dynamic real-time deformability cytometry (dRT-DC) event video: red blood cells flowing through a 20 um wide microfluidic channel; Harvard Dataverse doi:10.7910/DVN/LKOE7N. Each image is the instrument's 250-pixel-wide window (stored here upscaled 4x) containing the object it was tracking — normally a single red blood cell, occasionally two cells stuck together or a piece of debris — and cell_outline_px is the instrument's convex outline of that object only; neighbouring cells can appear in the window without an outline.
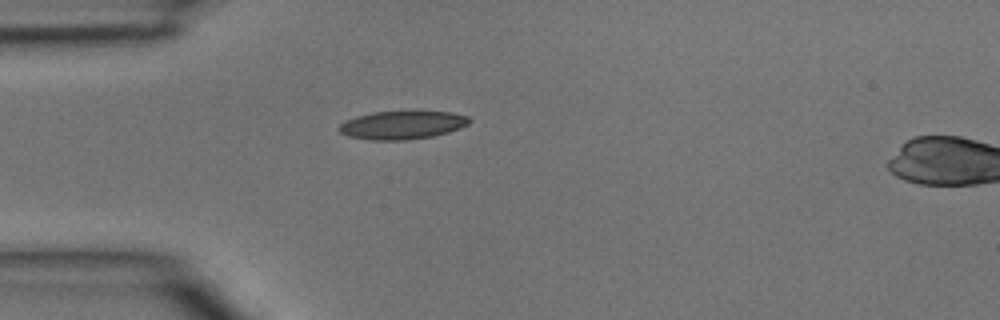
{"species": "common noctule bat (a hibernating species)", "species_latin": "Nyctalus noctula", "temperature_condition": "room temperature", "stored_images_in_passage": 34, "camera_frame_rate_fps": 3000, "um_per_image_px": 0.085, "animal": {"sex": "male", "body_mass_g": 15.6}, "frame": {"image": 1, "passage_image": 1, "time_ms": 0.0, "image_size_px": [1000, 320], "cell_outline_px": [[472, 120], [468, 124], [460, 128], [448, 132], [432, 136], [404, 140], [372, 140], [348, 136], [340, 132], [340, 124], [344, 120], [356, 116], [372, 112], [452, 112], [468, 116]], "centroid_in_image_um": [34.19, 10.63], "position_along_channel_um": 50.8, "area_um2": 21.27}}
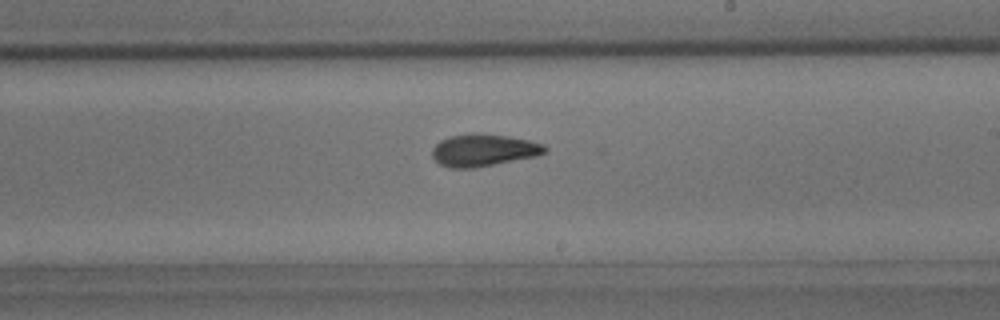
{"frame": {"image": 2, "passage_image": 15, "time_ms": 4.667, "image_size_px": [1000, 320], "cell_outline_px": [[548, 152], [536, 156], [476, 168], [448, 168], [440, 164], [432, 156], [432, 148], [440, 140], [448, 136], [472, 132], [476, 132], [508, 136], [528, 140], [544, 144], [548, 148]], "centroid_in_image_um": [41.1, 12.75], "position_along_channel_um": 247.9, "area_um2": 21.5}}
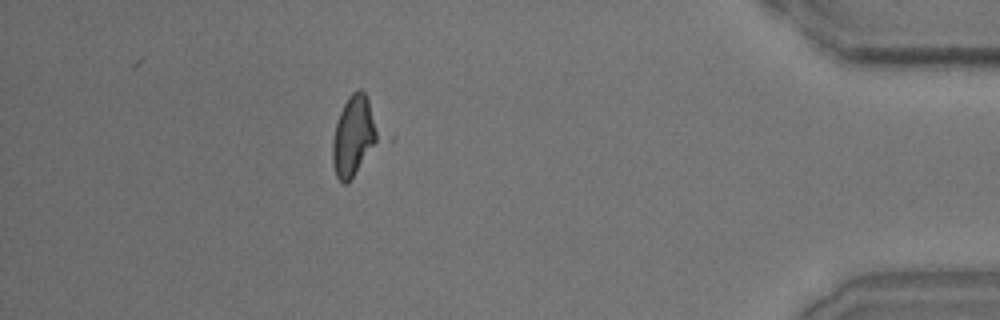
{"frame": {"image": 3, "passage_image": 29, "time_ms": 9.333, "image_size_px": [1000, 320], "cell_outline_px": [[384, 136], [348, 184], [344, 184], [336, 176], [332, 164], [332, 140], [336, 124], [340, 112], [348, 96], [352, 92], [360, 88], [364, 92], [368, 100]], "centroid_in_image_um": [30.12, 11.58], "position_along_channel_um": 405.1, "area_um2": 22.08}}